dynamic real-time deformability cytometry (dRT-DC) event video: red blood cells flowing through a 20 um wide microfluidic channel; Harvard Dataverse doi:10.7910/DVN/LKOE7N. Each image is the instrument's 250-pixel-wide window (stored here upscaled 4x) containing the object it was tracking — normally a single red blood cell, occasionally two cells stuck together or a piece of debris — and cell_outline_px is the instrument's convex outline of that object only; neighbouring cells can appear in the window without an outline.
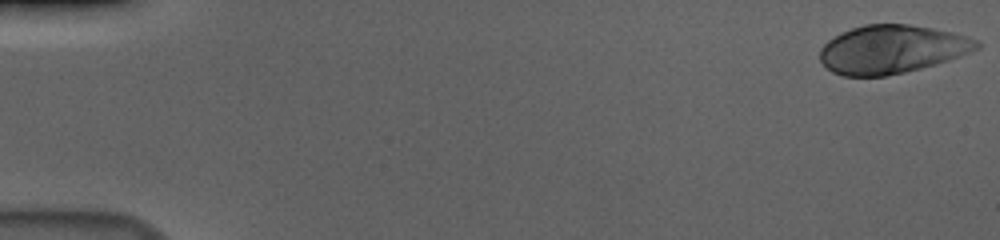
{"species": "human", "species_latin": "Homo sapiens", "temperature_condition": "cold", "stored_images_in_passage": 56, "camera_frame_rate_fps": 3000, "um_per_image_px": 0.085, "donor": {"sex": "male"}, "frame": {"image": 1, "passage_image": 1, "time_ms": 0.0, "image_size_px": [1000, 240], "cell_outline_px": [[980, 48], [948, 60], [920, 68], [904, 72], [884, 76], [844, 76], [832, 72], [820, 60], [820, 48], [828, 40], [840, 32], [864, 24], [908, 24], [932, 28], [952, 32], [968, 36], [976, 40], [980, 44]], "centroid_in_image_um": [75.78, 4.18], "position_along_channel_um": 9.2, "area_um2": 43.99}}
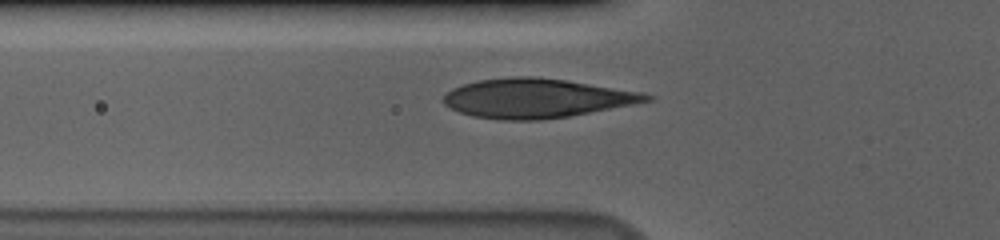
{"frame": {"image": 2, "passage_image": 20, "time_ms": 6.333, "image_size_px": [1000, 240], "cell_outline_px": [[656, 96], [652, 100], [632, 104], [568, 116], [540, 120], [500, 120], [472, 116], [460, 112], [444, 104], [440, 100], [452, 88], [464, 84], [480, 80], [512, 76], [532, 76], [568, 80], [644, 92]], "centroid_in_image_um": [45.6, 8.34], "position_along_channel_um": 80.2, "area_um2": 46.41}}
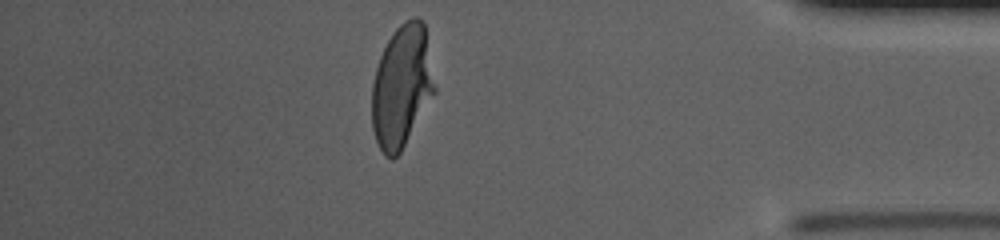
{"frame": {"image": 3, "passage_image": 49, "time_ms": 16.0, "image_size_px": [1000, 240], "cell_outline_px": [[436, 92], [400, 152], [392, 160], [384, 156], [376, 140], [372, 128], [372, 84], [376, 68], [380, 56], [392, 32], [404, 20], [412, 16], [416, 16], [424, 20], [436, 88]], "centroid_in_image_um": [34.16, 7.31], "position_along_channel_um": 401.0, "area_um2": 45.03}, "authors_computed_cell_mechanics": {"area_um2": 45.084, "velocity_mm_per_s": 3.6693, "shape_relaxation_time_tau1_ms": 5.5799, "shape_relaxation_time_tau2_ms": null, "deformation_change_tau1": 0.2306, "deformation_change_tau2": null}}